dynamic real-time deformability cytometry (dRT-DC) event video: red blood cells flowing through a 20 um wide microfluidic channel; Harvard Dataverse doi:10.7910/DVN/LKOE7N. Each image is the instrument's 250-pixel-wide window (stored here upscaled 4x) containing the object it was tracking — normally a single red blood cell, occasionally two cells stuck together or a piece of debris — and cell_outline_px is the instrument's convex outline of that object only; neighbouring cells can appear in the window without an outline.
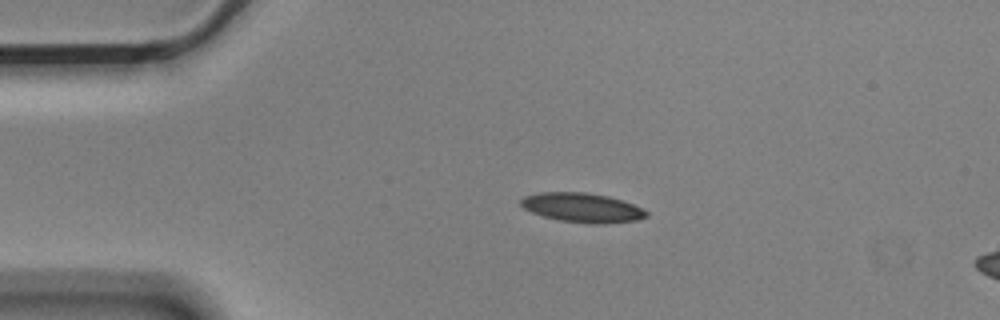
{"species": "Egyptian fruit bat (a non-hibernating species)", "species_latin": "Rousettus aegyptiacus", "temperature_condition": "cold", "stored_images_in_passage": 4, "camera_frame_rate_fps": 3000, "um_per_image_px": 0.085, "animal": {"sex": "male"}, "frame": {"image": 1, "passage_image": 3, "time_ms": 0.667, "image_size_px": [1000, 320], "cell_outline_px": [[648, 216], [636, 220], [604, 224], [588, 224], [560, 220], [544, 216], [532, 212], [524, 208], [520, 204], [520, 200], [524, 196], [540, 192], [584, 192], [608, 196], [644, 208], [648, 212]], "centroid_in_image_um": [49.5, 17.65], "position_along_channel_um": 35.5, "area_um2": 21.44}}